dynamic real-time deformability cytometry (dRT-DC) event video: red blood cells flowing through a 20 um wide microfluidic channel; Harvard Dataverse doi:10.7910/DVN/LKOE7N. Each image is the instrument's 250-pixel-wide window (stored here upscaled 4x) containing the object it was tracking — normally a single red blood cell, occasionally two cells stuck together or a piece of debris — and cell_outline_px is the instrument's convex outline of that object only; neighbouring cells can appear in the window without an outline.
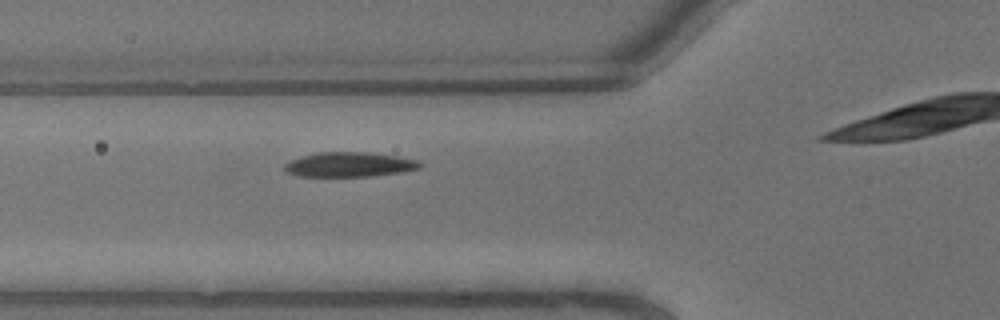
{"species": "common noctule bat (a hibernating species)", "species_latin": "Nyctalus noctula", "temperature_condition": "warm", "stored_images_in_passage": 4, "camera_frame_rate_fps": 3000, "um_per_image_px": 0.085, "animal": {"sex": "male", "body_mass_g": 13.3}, "frame": {"image": 1, "passage_image": 4, "time_ms": 1.0, "image_size_px": [1000, 320], "cell_outline_px": [[424, 164], [420, 168], [400, 172], [372, 176], [296, 176], [288, 172], [284, 168], [284, 164], [292, 160], [316, 152], [368, 152], [396, 156], [416, 160]], "centroid_in_image_um": [29.71, 13.98], "position_along_channel_um": 96.1, "area_um2": 19.31}}